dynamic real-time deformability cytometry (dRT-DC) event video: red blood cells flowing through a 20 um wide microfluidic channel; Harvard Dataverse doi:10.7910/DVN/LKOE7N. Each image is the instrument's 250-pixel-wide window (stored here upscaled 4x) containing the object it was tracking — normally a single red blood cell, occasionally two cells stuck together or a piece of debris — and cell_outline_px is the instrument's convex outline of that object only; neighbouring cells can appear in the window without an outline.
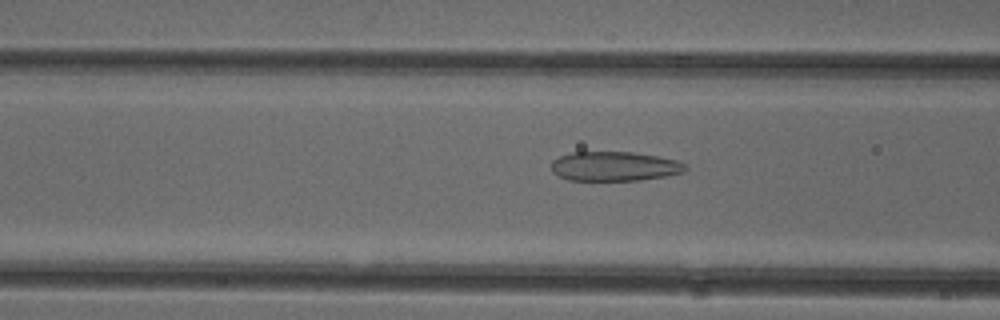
{"species": "common noctule bat (a hibernating species)", "species_latin": "Nyctalus noctula", "temperature_condition": "cold", "stored_images_in_passage": 52, "camera_frame_rate_fps": 3000, "um_per_image_px": 0.085, "animal": {"sex": "female"}, "frame": {"image": 1, "passage_image": 20, "time_ms": 6.333, "image_size_px": [1000, 320], "cell_outline_px": [[688, 168], [684, 172], [664, 176], [640, 180], [568, 180], [552, 172], [552, 160], [560, 156], [572, 152], [632, 152], [656, 156], [676, 160], [688, 164]], "centroid_in_image_um": [52.24, 14.13], "position_along_channel_um": 114.4, "area_um2": 22.95}}
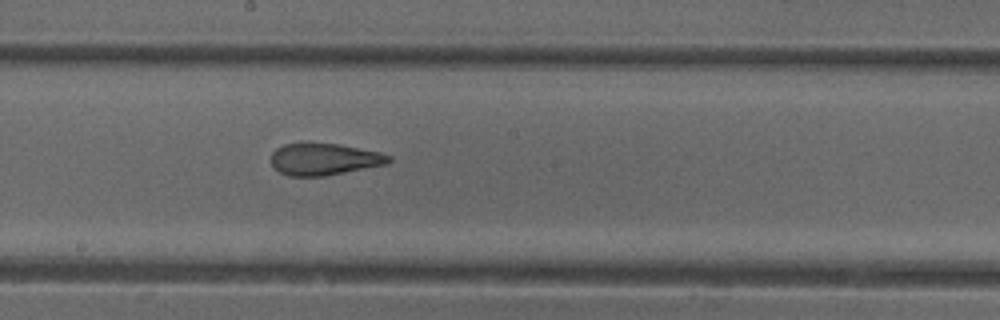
{"frame": {"image": 2, "passage_image": 28, "time_ms": 9.0, "image_size_px": [1000, 320], "cell_outline_px": [[392, 160], [388, 164], [324, 176], [288, 176], [272, 168], [272, 152], [276, 148], [284, 144], [340, 144], [380, 152], [392, 156]], "centroid_in_image_um": [27.57, 13.54], "position_along_channel_um": 220.6, "area_um2": 21.79}}
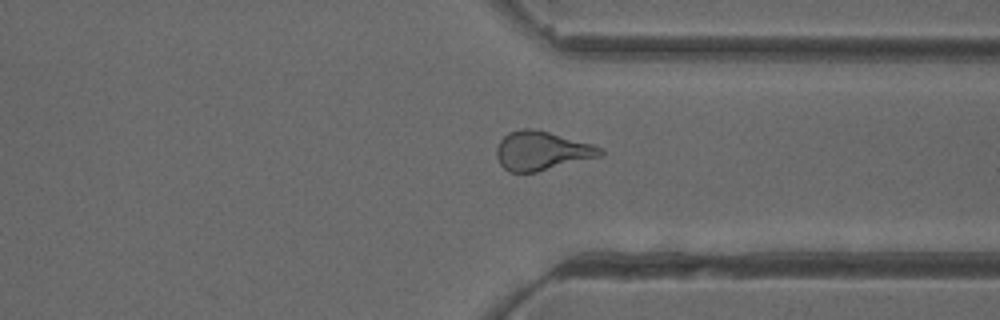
{"frame": {"image": 3, "passage_image": 39, "time_ms": 12.667, "image_size_px": [1000, 320], "cell_outline_px": [[604, 152], [600, 156], [536, 172], [512, 172], [504, 168], [500, 164], [496, 156], [496, 148], [500, 140], [508, 132], [524, 128], [532, 128], [548, 132], [592, 144], [604, 148]], "centroid_in_image_um": [46.03, 12.81], "position_along_channel_um": 365.4, "area_um2": 23.35}, "authors_computed_cell_mechanics": {"area_um2": 24.0737, "velocity_mm_per_s": 3.9685, "shape_relaxation_time_tau1_ms": null, "shape_relaxation_time_tau2_ms": 1.6598, "deformation_change_tau1": null, "deformation_change_tau2": 0.1035}}